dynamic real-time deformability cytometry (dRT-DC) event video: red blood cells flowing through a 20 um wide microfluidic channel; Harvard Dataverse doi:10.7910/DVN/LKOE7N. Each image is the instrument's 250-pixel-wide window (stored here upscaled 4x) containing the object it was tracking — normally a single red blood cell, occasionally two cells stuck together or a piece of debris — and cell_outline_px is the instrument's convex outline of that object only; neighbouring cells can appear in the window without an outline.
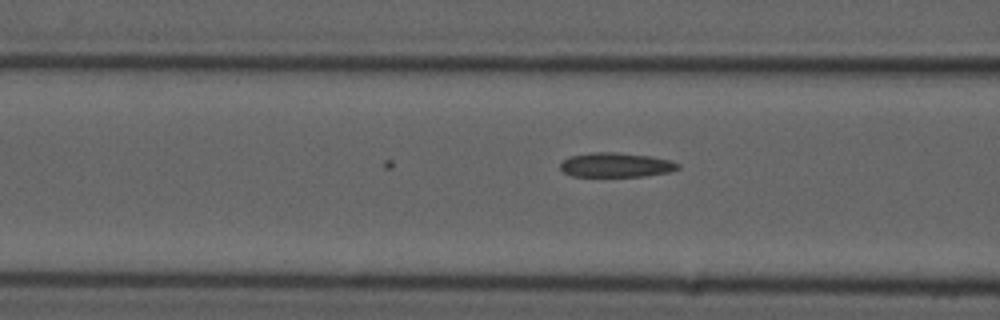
{"species": "common noctule bat (a hibernating species)", "species_latin": "Nyctalus noctula", "temperature_condition": "cold", "stored_images_in_passage": 5, "camera_frame_rate_fps": 3000, "um_per_image_px": 0.085, "animal": {"sex": "male", "forearm_length_mm": 52.5}, "frame": {"image": 1, "passage_image": 5, "time_ms": 1.333, "image_size_px": [1000, 320], "cell_outline_px": [[680, 168], [668, 172], [644, 176], [572, 176], [564, 172], [560, 168], [560, 164], [568, 156], [592, 152], [616, 152], [648, 156], [668, 160], [680, 164]], "centroid_in_image_um": [52.32, 14.02], "position_along_channel_um": 114.3, "area_um2": 16.65}}